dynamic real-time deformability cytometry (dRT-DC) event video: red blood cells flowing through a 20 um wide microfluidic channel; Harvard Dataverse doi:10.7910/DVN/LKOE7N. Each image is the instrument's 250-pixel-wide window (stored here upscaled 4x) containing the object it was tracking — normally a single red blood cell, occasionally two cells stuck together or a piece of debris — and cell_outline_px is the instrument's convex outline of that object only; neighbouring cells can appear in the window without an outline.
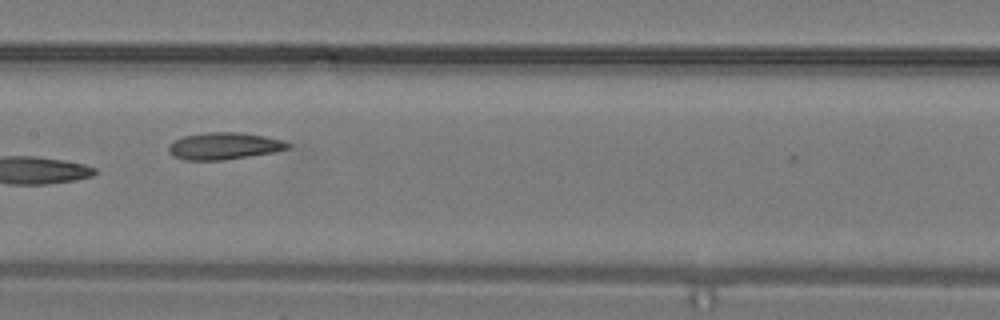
{"species": "common noctule bat (a hibernating species)", "species_latin": "Nyctalus noctula", "temperature_condition": "warm", "stored_images_in_passage": 21, "camera_frame_rate_fps": 3000, "um_per_image_px": 0.085, "animal": {"sex": "male", "body_mass_g": 19.2, "forearm_length_mm": 51.8}, "frame": {"image": 1, "passage_image": 9, "time_ms": 2.667, "image_size_px": [1000, 320], "cell_outline_px": [[292, 144], [288, 148], [276, 152], [224, 160], [184, 160], [172, 156], [168, 152], [168, 144], [172, 140], [184, 136], [208, 132], [240, 132], [264, 136], [284, 140]], "centroid_in_image_um": [19.03, 12.41], "position_along_channel_um": 188.4, "area_um2": 19.02}}
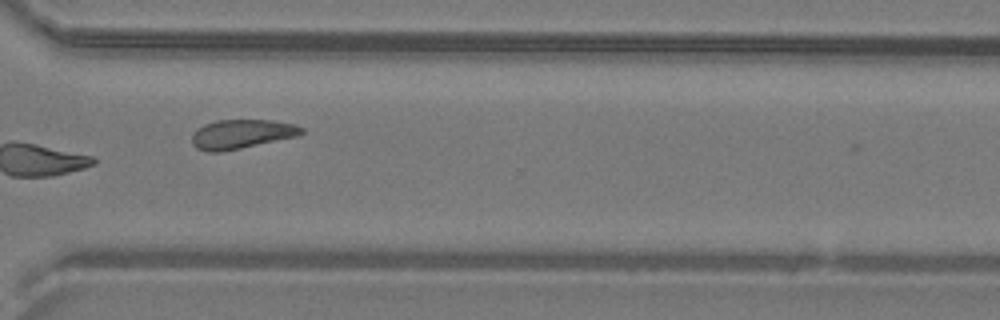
{"frame": {"image": 2, "passage_image": 16, "time_ms": 5.0, "image_size_px": [1000, 320], "cell_outline_px": [[304, 132], [300, 136], [220, 152], [208, 152], [196, 148], [192, 144], [192, 136], [196, 128], [204, 124], [216, 120], [272, 120], [296, 124], [304, 128]], "centroid_in_image_um": [20.55, 11.39], "position_along_channel_um": 350.0, "area_um2": 18.84}}